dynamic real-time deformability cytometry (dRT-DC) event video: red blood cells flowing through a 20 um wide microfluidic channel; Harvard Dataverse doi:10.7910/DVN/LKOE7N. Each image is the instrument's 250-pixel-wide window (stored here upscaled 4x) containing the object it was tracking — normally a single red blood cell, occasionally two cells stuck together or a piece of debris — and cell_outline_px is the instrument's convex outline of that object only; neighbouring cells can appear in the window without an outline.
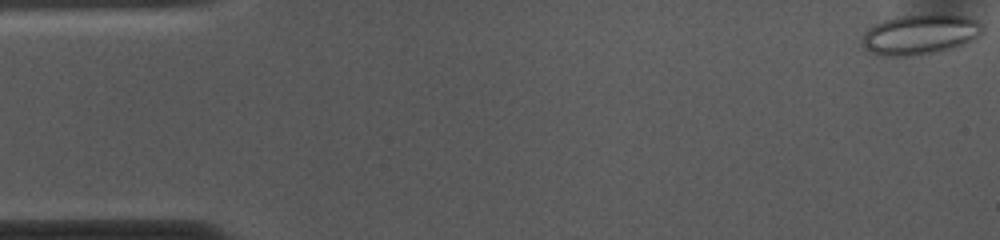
{"species": "common noctule bat (a hibernating species)", "species_latin": "Nyctalus noctula", "temperature_condition": "cold", "stored_images_in_passage": 8, "camera_frame_rate_fps": 3000, "um_per_image_px": 0.085, "animal": {"sex": "female", "body_mass_g": 10.0, "forearm_length_mm": 53.1}, "frame": {"image": 1, "passage_image": 1, "time_ms": 0.0, "image_size_px": [1000, 240], "cell_outline_px": [[984, 32], [976, 40], [956, 48], [940, 52], [920, 56], [880, 56], [868, 52], [860, 44], [860, 40], [864, 32], [868, 28], [884, 20], [896, 16], [920, 12], [940, 12], [972, 16], [984, 24]], "centroid_in_image_um": [78.29, 2.9], "position_along_channel_um": 6.7, "area_um2": 30.29}}